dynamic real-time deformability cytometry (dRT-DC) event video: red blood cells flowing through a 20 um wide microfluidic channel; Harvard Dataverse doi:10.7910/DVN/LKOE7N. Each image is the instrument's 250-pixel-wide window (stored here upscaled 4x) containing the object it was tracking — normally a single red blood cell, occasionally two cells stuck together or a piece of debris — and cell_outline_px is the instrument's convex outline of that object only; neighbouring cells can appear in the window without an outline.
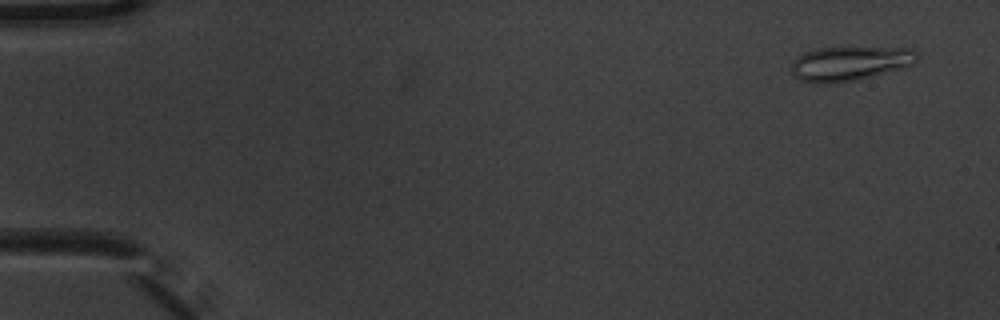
{"species": "common noctule bat (a hibernating species)", "species_latin": "Nyctalus noctula", "temperature_condition": "warm", "stored_images_in_passage": 5, "camera_frame_rate_fps": 3000, "um_per_image_px": 0.085, "animal": {"sex": "male", "body_mass_g": 20.1, "forearm_length_mm": 53.5}, "frame": {"image": 1, "passage_image": 1, "time_ms": 0.0, "image_size_px": [1000, 320], "cell_outline_px": [[920, 56], [916, 64], [852, 80], [832, 84], [828, 84], [800, 80], [792, 76], [792, 60], [796, 56], [804, 52], [816, 48], [912, 48]], "centroid_in_image_um": [72.2, 5.38], "position_along_channel_um": 12.8, "area_um2": 24.97}}
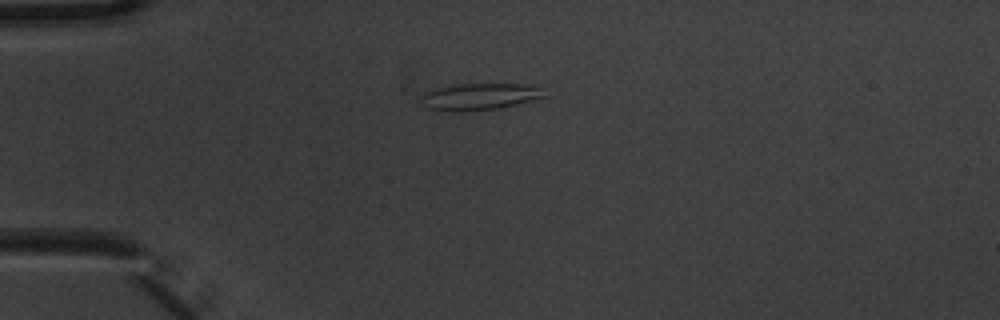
{"frame": {"image": 2, "passage_image": 4, "time_ms": 1.0, "image_size_px": [1000, 320], "cell_outline_px": [[548, 96], [500, 108], [464, 112], [452, 112], [424, 108], [420, 104], [420, 96], [424, 92], [436, 88], [460, 84], [548, 84]], "centroid_in_image_um": [40.86, 8.2], "position_along_channel_um": 44.1, "area_um2": 20.17}}